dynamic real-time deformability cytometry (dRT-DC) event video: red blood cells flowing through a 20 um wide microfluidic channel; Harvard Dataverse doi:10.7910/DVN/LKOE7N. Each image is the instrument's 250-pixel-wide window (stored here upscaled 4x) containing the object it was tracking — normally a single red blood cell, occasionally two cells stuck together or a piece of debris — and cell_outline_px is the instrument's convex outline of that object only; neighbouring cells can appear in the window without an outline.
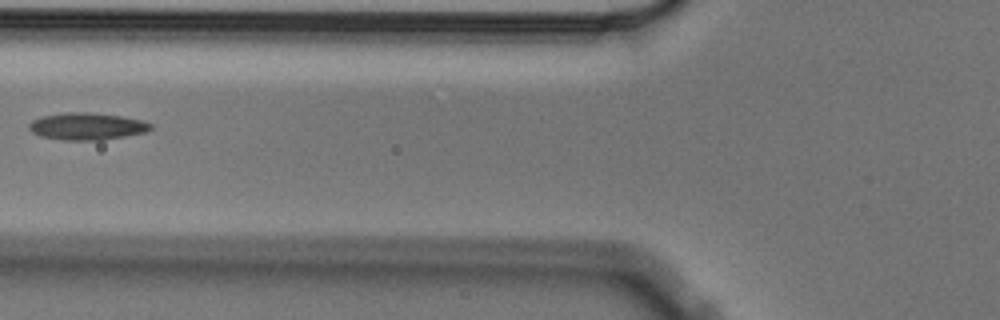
{"species": "Egyptian fruit bat (a non-hibernating species)", "species_latin": "Rousettus aegyptiacus", "temperature_condition": "cold", "stored_images_in_passage": 6, "camera_frame_rate_fps": 3000, "um_per_image_px": 0.085, "animal": {"sex": "male"}, "frame": {"image": 1, "passage_image": 6, "time_ms": 1.667, "image_size_px": [1000, 320], "cell_outline_px": [[152, 128], [148, 132], [104, 140], [64, 140], [40, 136], [32, 132], [28, 128], [28, 124], [32, 120], [44, 116], [68, 112], [88, 112], [120, 116], [144, 120], [152, 124]], "centroid_in_image_um": [7.42, 10.74], "position_along_channel_um": 118.4, "area_um2": 19.31}}